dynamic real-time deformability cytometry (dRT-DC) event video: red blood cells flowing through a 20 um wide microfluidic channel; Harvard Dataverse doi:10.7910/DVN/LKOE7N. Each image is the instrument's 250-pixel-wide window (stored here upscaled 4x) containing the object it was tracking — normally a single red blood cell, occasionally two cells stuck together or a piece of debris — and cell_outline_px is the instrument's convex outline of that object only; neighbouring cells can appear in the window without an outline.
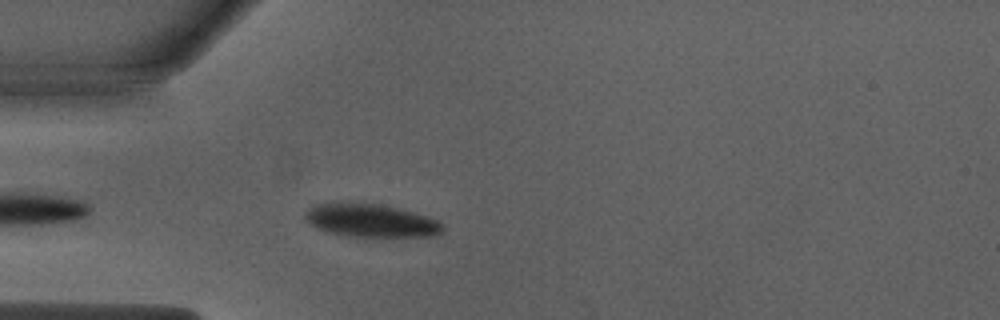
{"species": "Egyptian fruit bat (a non-hibernating species)", "species_latin": "Rousettus aegyptiacus", "temperature_condition": "warm", "stored_images_in_passage": 40, "camera_frame_rate_fps": 3000, "um_per_image_px": 0.085, "animal": {"sex": "male"}, "frame": {"image": 1, "passage_image": 3, "time_ms": 0.667, "image_size_px": [1000, 320], "cell_outline_px": [[444, 228], [436, 236], [344, 236], [324, 232], [312, 224], [304, 216], [304, 212], [308, 208], [316, 204], [332, 200], [376, 204], [396, 208], [412, 212], [436, 220], [444, 224]], "centroid_in_image_um": [31.43, 18.72], "position_along_channel_um": 53.6, "area_um2": 26.7}}
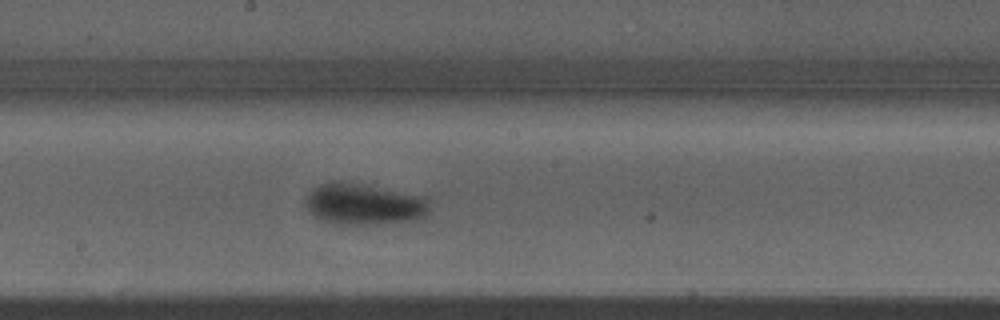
{"frame": {"image": 2, "passage_image": 16, "time_ms": 5.0, "image_size_px": [1000, 320], "cell_outline_px": [[428, 212], [424, 216], [416, 220], [376, 224], [336, 224], [324, 220], [316, 216], [304, 204], [304, 200], [308, 192], [312, 188], [320, 184], [332, 180], [340, 180], [364, 184], [428, 196]], "centroid_in_image_um": [30.94, 17.32], "position_along_channel_um": 217.3, "area_um2": 30.23}}
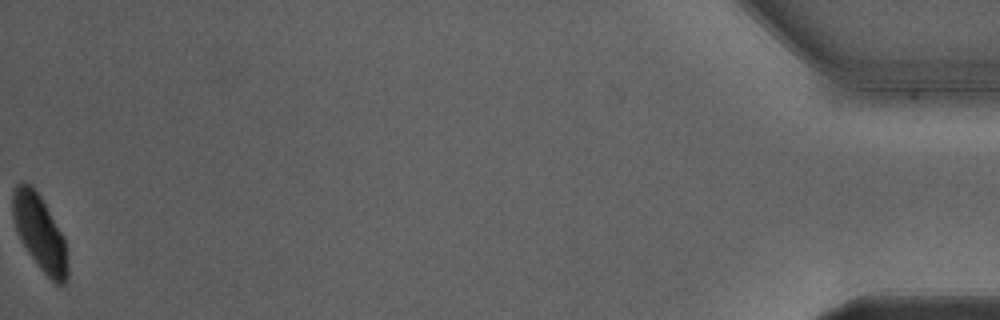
{"frame": {"image": 3, "passage_image": 40, "time_ms": 13.0, "image_size_px": [1000, 320], "cell_outline_px": [[68, 280], [64, 284], [56, 284], [40, 268], [28, 252], [20, 240], [12, 216], [12, 192], [24, 180], [40, 196], [64, 236], [68, 264]], "centroid_in_image_um": [3.39, 19.81], "position_along_channel_um": 431.8, "area_um2": 23.87}, "authors_computed_cell_mechanics": {"area_um2": 28.611, "velocity_mm_per_s": 3.9771, "shape_relaxation_time_tau1_ms": 3.0779, "shape_relaxation_time_tau2_ms": null, "deformation_change_tau1": 0.1325, "deformation_change_tau2": null}}